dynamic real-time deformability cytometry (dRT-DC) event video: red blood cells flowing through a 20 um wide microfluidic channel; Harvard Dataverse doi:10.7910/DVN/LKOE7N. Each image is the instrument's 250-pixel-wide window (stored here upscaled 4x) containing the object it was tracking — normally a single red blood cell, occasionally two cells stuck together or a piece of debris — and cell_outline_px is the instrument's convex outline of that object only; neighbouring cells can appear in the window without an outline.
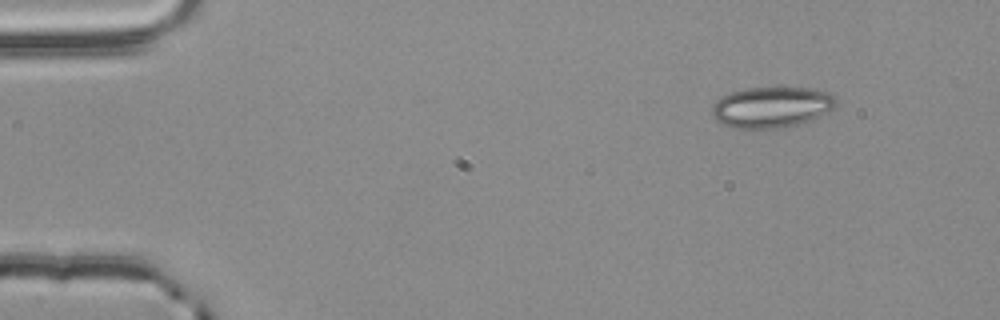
{"species": "common noctule bat (a hibernating species)", "species_latin": "Nyctalus noctula", "temperature_condition": "room temperature", "stored_images_in_passage": 49, "camera_frame_rate_fps": 3000, "um_per_image_px": 0.085, "animal": {"sex": "male", "body_mass_g": 20.4}, "frame": {"image": 1, "passage_image": 1, "time_ms": 0.0, "image_size_px": [1000, 320], "cell_outline_px": [[836, 104], [832, 108], [820, 116], [812, 120], [800, 124], [784, 128], [732, 128], [720, 124], [712, 116], [712, 104], [716, 100], [732, 92], [748, 88], [808, 88], [828, 92], [836, 96]], "centroid_in_image_um": [65.57, 9.13], "position_along_channel_um": 19.4, "area_um2": 29.65}}
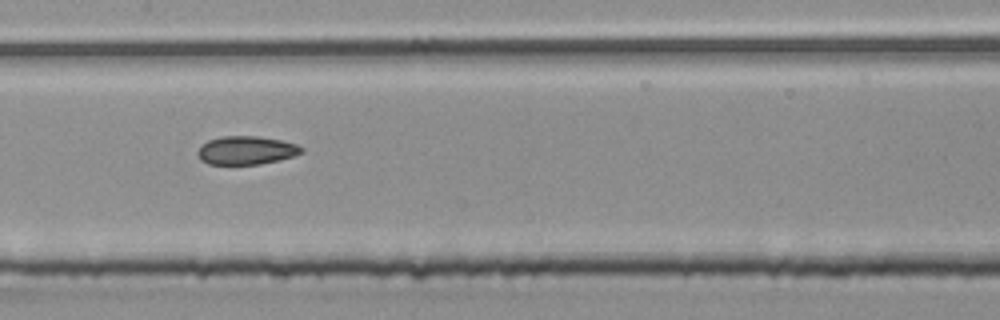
{"frame": {"image": 2, "passage_image": 22, "time_ms": 7.0, "image_size_px": [1000, 320], "cell_outline_px": [[304, 152], [296, 156], [280, 160], [260, 164], [208, 164], [200, 160], [196, 152], [208, 140], [220, 136], [256, 136], [280, 140], [296, 144], [304, 148]], "centroid_in_image_um": [20.96, 12.78], "position_along_channel_um": 186.4, "area_um2": 17.28}}
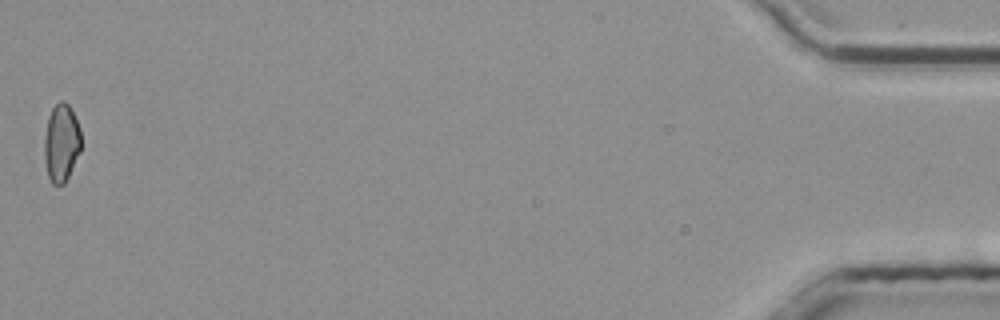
{"frame": {"image": 3, "passage_image": 49, "time_ms": 16.0, "image_size_px": [1000, 320], "cell_outline_px": [[80, 152], [64, 184], [52, 184], [48, 176], [44, 160], [44, 136], [48, 116], [52, 108], [60, 100], [64, 100], [68, 104], [80, 128]], "centroid_in_image_um": [5.19, 12.13], "position_along_channel_um": 430.0, "area_um2": 16.65}, "authors_computed_cell_mechanics": {"area_um2": 17.3978, "velocity_mm_per_s": 3.8309, "shape_relaxation_time_tau1_ms": null, "shape_relaxation_time_tau2_ms": 2.716, "deformation_change_tau1": null, "deformation_change_tau2": 0.0805}}